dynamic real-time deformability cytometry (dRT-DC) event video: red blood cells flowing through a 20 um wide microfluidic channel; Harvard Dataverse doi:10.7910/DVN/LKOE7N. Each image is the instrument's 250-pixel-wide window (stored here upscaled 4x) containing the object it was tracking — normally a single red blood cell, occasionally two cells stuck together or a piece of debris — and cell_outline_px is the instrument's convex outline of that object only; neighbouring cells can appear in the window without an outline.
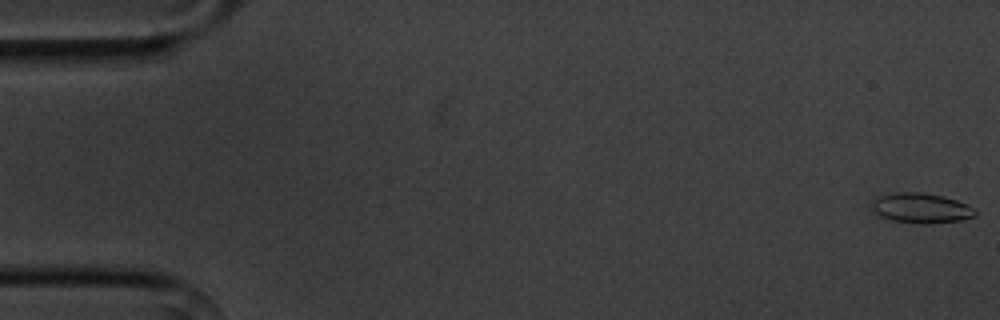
{"species": "common noctule bat (a hibernating species)", "species_latin": "Nyctalus noctula", "temperature_condition": "cold", "stored_images_in_passage": 5, "camera_frame_rate_fps": 3000, "um_per_image_px": 0.085, "animal": {"sex": "male", "body_mass_g": 20.1, "forearm_length_mm": 53.5}, "frame": {"image": 1, "passage_image": 1, "time_ms": 0.0, "image_size_px": [1000, 320], "cell_outline_px": [[976, 216], [960, 220], [928, 224], [924, 224], [892, 220], [880, 216], [872, 208], [872, 200], [876, 196], [896, 192], [924, 192], [944, 196], [968, 204], [976, 212]], "centroid_in_image_um": [78.29, 17.67], "position_along_channel_um": 6.7, "area_um2": 18.15}}